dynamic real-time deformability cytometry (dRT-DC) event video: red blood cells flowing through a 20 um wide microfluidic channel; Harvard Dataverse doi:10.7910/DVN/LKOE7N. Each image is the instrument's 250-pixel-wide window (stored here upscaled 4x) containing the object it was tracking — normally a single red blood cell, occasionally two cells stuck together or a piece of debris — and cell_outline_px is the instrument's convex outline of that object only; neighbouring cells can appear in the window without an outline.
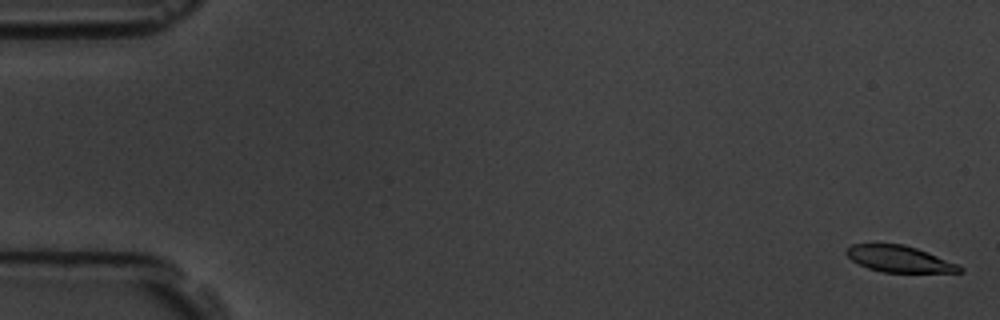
{"species": "common noctule bat (a hibernating species)", "species_latin": "Nyctalus noctula", "temperature_condition": "room temperature", "stored_images_in_passage": 7, "camera_frame_rate_fps": 3000, "um_per_image_px": 0.085, "animal": {"sex": "male", "body_mass_g": 19.5, "forearm_length_mm": 54.6}, "frame": {"image": 1, "passage_image": 1, "time_ms": 0.0, "image_size_px": [1000, 320], "cell_outline_px": [[964, 272], [884, 272], [868, 268], [852, 260], [844, 252], [852, 244], [904, 244], [928, 252], [960, 264], [964, 268]], "centroid_in_image_um": [76.5, 22.01], "position_along_channel_um": 8.5, "area_um2": 17.4}}
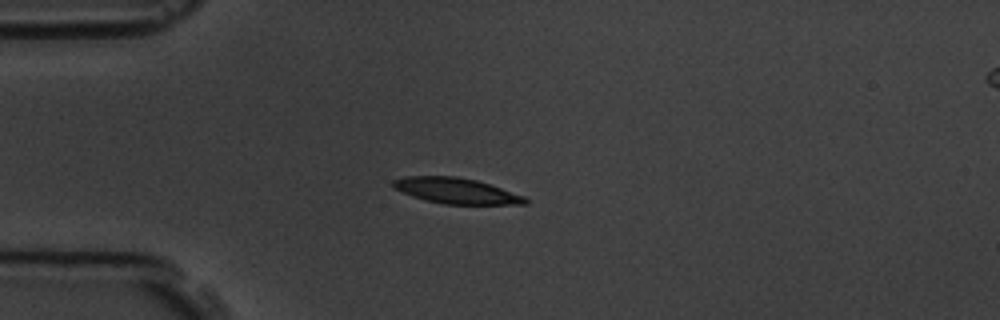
{"frame": {"image": 2, "passage_image": 5, "time_ms": 4.667, "image_size_px": [1000, 320], "cell_outline_px": [[528, 204], [444, 204], [424, 200], [412, 196], [396, 188], [392, 184], [392, 180], [404, 176], [456, 176], [476, 180], [524, 196], [528, 200]], "centroid_in_image_um": [38.76, 16.21], "position_along_channel_um": 46.2, "area_um2": 19.54}}
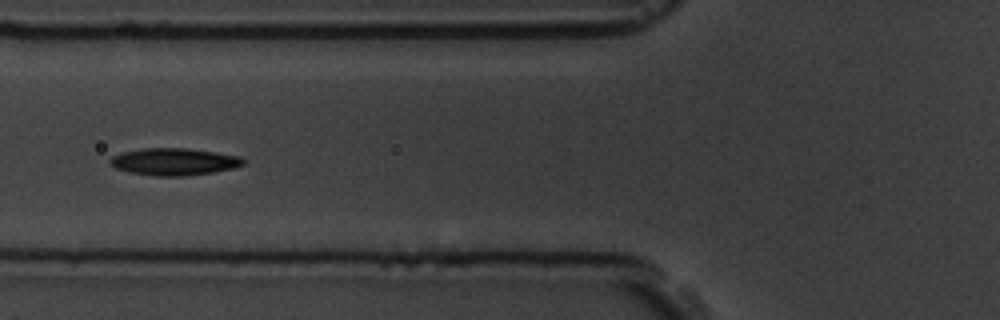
{"frame": {"image": 3, "passage_image": 7, "time_ms": 7.0, "image_size_px": [1000, 320], "cell_outline_px": [[248, 160], [244, 164], [232, 168], [212, 172], [184, 176], [156, 176], [128, 172], [116, 168], [108, 164], [108, 160], [112, 156], [124, 152], [144, 148], [188, 148], [216, 152], [240, 156]], "centroid_in_image_um": [14.8, 13.74], "position_along_channel_um": 111.0, "area_um2": 21.15}}